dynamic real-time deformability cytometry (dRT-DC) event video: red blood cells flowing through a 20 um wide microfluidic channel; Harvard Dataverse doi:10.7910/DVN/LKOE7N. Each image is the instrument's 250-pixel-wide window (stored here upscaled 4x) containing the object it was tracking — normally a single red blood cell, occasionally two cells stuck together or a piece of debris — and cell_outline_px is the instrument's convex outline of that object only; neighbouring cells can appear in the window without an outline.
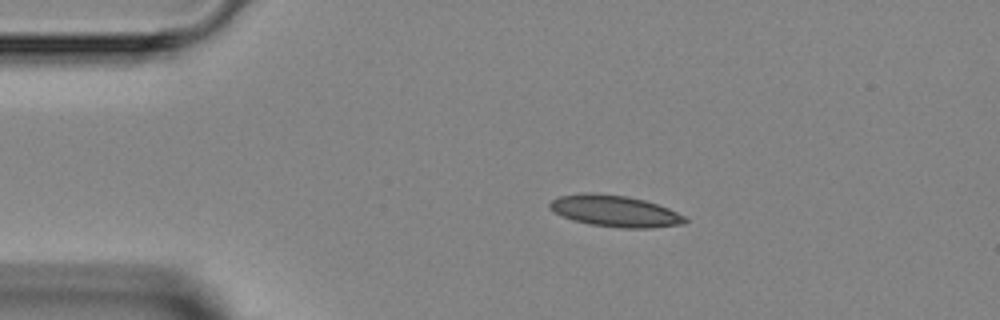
{"species": "Egyptian fruit bat (a non-hibernating species)", "species_latin": "Rousettus aegyptiacus", "temperature_condition": "room temperature", "stored_images_in_passage": 2, "camera_frame_rate_fps": 3000, "um_per_image_px": 0.085, "animal": {"sex": "female"}, "frame": {"image": 1, "passage_image": 1, "time_ms": 0.0, "image_size_px": [1000, 320], "cell_outline_px": [[688, 220], [684, 224], [652, 228], [624, 228], [588, 224], [572, 220], [552, 212], [548, 208], [548, 204], [552, 200], [560, 196], [584, 192], [592, 192], [624, 196], [644, 200], [668, 208], [684, 216]], "centroid_in_image_um": [52.23, 17.94], "position_along_channel_um": 32.8, "area_um2": 24.85}}